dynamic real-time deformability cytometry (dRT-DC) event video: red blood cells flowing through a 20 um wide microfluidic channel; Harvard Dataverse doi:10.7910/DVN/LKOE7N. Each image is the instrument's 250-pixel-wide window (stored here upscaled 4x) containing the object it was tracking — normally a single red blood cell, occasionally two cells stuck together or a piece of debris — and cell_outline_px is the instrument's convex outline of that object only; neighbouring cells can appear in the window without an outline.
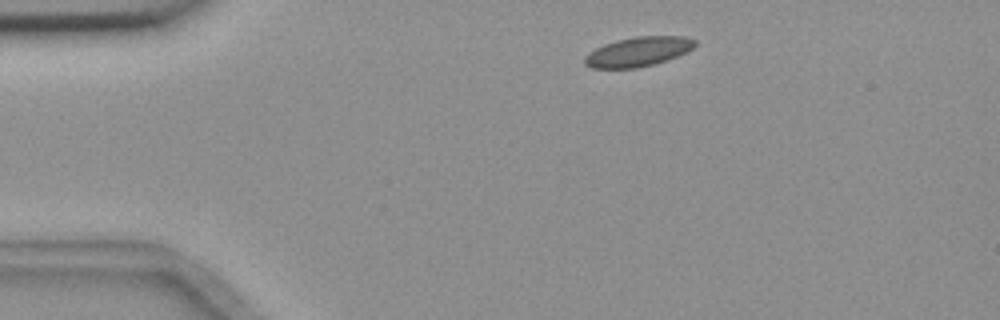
{"species": "common noctule bat (a hibernating species)", "species_latin": "Nyctalus noctula", "temperature_condition": "room temperature", "stored_images_in_passage": 3, "camera_frame_rate_fps": 3000, "um_per_image_px": 0.085, "animal": {"sex": "female", "body_mass_g": 18.4}, "frame": {"image": 1, "passage_image": 1, "time_ms": 0.0, "image_size_px": [1000, 320], "cell_outline_px": [[696, 44], [688, 52], [652, 64], [636, 68], [592, 68], [584, 64], [584, 56], [588, 52], [604, 44], [616, 40], [636, 36], [684, 36], [696, 40]], "centroid_in_image_um": [54.22, 4.38], "position_along_channel_um": 30.8, "area_um2": 18.9}}